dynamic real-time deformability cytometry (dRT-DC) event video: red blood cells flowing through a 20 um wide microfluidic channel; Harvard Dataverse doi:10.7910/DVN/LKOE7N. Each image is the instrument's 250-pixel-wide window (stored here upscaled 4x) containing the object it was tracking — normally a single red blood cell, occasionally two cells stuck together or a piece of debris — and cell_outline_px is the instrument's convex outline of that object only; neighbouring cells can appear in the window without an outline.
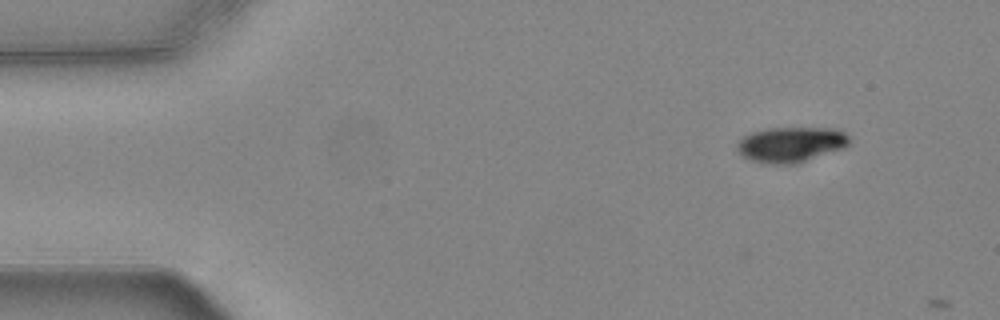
{"species": "common noctule bat (a hibernating species)", "species_latin": "Nyctalus noctula", "temperature_condition": "warm", "stored_images_in_passage": 2, "camera_frame_rate_fps": 3000, "um_per_image_px": 0.085, "animal": {"sex": "female", "body_mass_g": 24.6, "forearm_length_mm": 56.2}, "frame": {"image": 1, "passage_image": 1, "time_ms": 0.0, "image_size_px": [1000, 320], "cell_outline_px": [[852, 140], [844, 148], [796, 164], [768, 164], [752, 160], [744, 156], [736, 148], [736, 144], [744, 136], [752, 132], [768, 128], [836, 128], [844, 132]], "centroid_in_image_um": [67.26, 12.28], "position_along_channel_um": 17.7, "area_um2": 23.12}}